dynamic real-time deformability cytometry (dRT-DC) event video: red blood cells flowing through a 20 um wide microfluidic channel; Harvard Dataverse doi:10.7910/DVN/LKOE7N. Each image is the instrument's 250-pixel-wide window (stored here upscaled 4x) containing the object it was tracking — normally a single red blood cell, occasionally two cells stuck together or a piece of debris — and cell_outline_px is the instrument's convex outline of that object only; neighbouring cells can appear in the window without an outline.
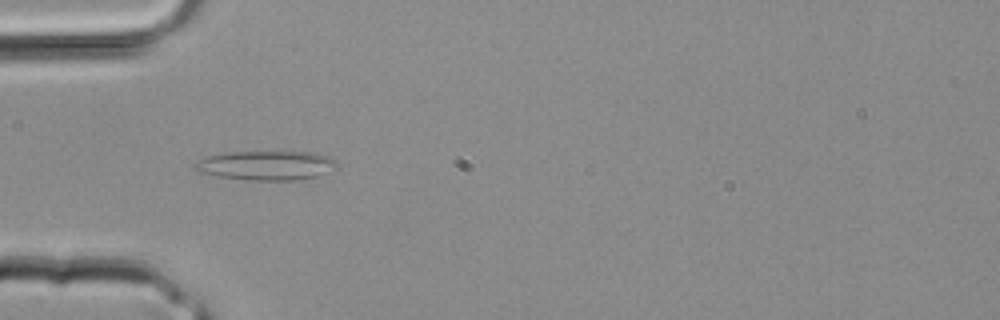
{"species": "common noctule bat (a hibernating species)", "species_latin": "Nyctalus noctula", "temperature_condition": "room temperature", "stored_images_in_passage": 2, "camera_frame_rate_fps": 3000, "um_per_image_px": 0.085, "animal": {"sex": "male", "body_mass_g": 20.4}, "frame": {"image": 1, "passage_image": 2, "time_ms": 0.333, "image_size_px": [1000, 320], "cell_outline_px": [[340, 168], [316, 176], [296, 180], [248, 180], [220, 176], [196, 172], [192, 168], [192, 164], [208, 156], [220, 152], [316, 152], [328, 156], [340, 164]], "centroid_in_image_um": [22.64, 14.05], "position_along_channel_um": 62.4, "area_um2": 24.57}}